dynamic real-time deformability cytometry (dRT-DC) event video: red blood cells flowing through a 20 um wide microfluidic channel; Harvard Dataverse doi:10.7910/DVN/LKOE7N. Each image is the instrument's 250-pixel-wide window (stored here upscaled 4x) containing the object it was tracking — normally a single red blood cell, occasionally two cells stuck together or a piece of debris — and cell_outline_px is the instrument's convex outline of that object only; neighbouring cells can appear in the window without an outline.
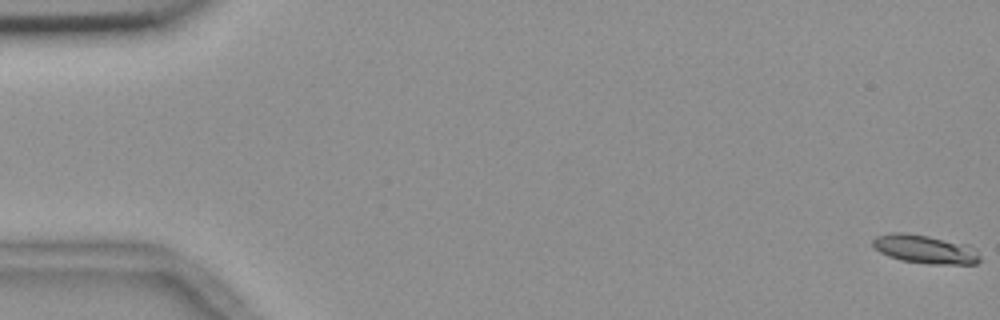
{"species": "common noctule bat (a hibernating species)", "species_latin": "Nyctalus noctula", "temperature_condition": "room temperature", "stored_images_in_passage": 17, "camera_frame_rate_fps": 3000, "um_per_image_px": 0.085, "animal": {"sex": "female", "body_mass_g": 18.4}, "frame": {"image": 1, "passage_image": 1, "time_ms": 0.0, "image_size_px": [1000, 320], "cell_outline_px": [[980, 260], [976, 264], [928, 264], [900, 260], [888, 256], [872, 248], [872, 240], [876, 236], [892, 232], [904, 232], [928, 236], [968, 244], [980, 256]], "centroid_in_image_um": [78.58, 21.18], "position_along_channel_um": 6.4, "area_um2": 17.98}}
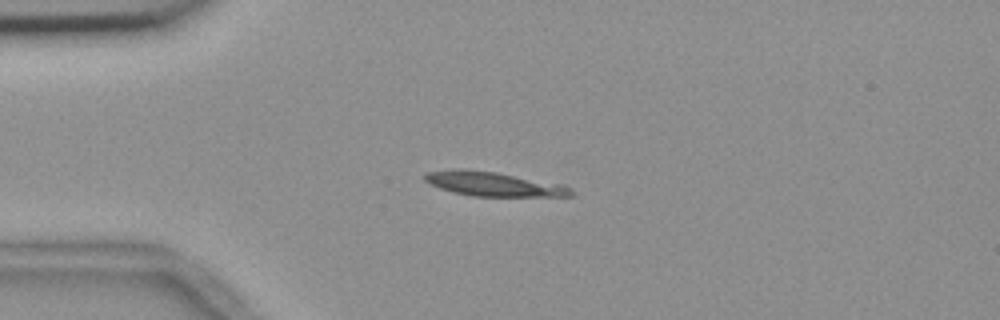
{"frame": {"image": 2, "passage_image": 15, "time_ms": 4.667, "image_size_px": [1000, 320], "cell_outline_px": [[572, 196], [472, 196], [452, 192], [440, 188], [424, 180], [424, 172], [452, 168], [464, 168], [496, 172], [564, 184], [572, 192]], "centroid_in_image_um": [41.89, 15.62], "position_along_channel_um": 43.1, "area_um2": 20.81}}